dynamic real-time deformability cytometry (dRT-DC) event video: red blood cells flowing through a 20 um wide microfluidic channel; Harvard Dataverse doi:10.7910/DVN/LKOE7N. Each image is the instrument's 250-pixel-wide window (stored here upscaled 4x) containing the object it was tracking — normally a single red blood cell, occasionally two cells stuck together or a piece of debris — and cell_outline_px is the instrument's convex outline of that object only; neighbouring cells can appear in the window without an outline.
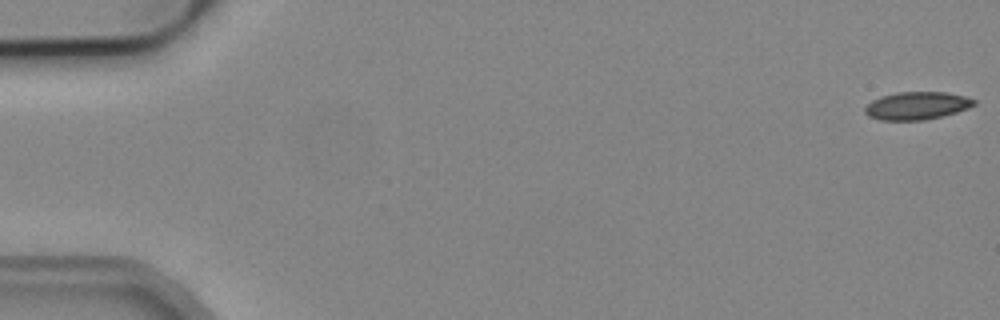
{"species": "common noctule bat (a hibernating species)", "species_latin": "Nyctalus noctula", "temperature_condition": "cold", "stored_images_in_passage": 53, "camera_frame_rate_fps": 3000, "um_per_image_px": 0.085, "animal": {"sex": "male", "body_mass_g": 19.2, "forearm_length_mm": 51.8}, "frame": {"image": 1, "passage_image": 1, "time_ms": 0.0, "image_size_px": [1000, 320], "cell_outline_px": [[976, 104], [968, 108], [956, 112], [924, 120], [880, 120], [868, 116], [864, 112], [864, 108], [872, 100], [880, 96], [896, 92], [944, 92], [964, 96], [976, 100]], "centroid_in_image_um": [77.9, 8.98], "position_along_channel_um": 7.1, "area_um2": 17.63}}
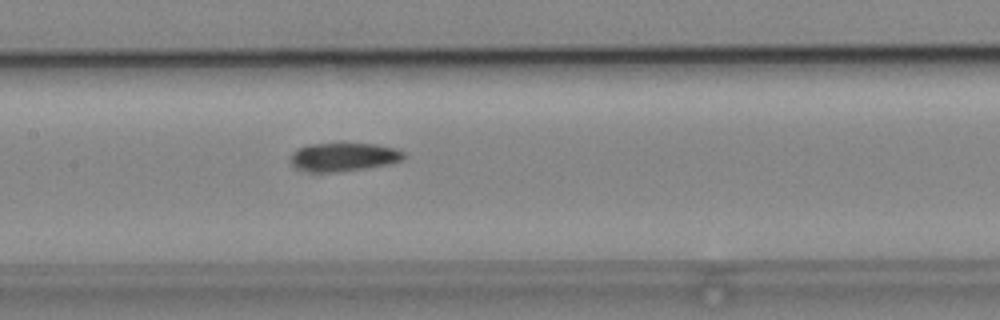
{"frame": {"image": 2, "passage_image": 26, "time_ms": 8.333, "image_size_px": [1000, 320], "cell_outline_px": [[404, 160], [388, 164], [340, 172], [312, 172], [296, 168], [292, 164], [292, 156], [300, 148], [308, 144], [340, 140], [376, 144], [396, 148], [404, 152]], "centroid_in_image_um": [29.25, 13.29], "position_along_channel_um": 178.2, "area_um2": 19.48}}
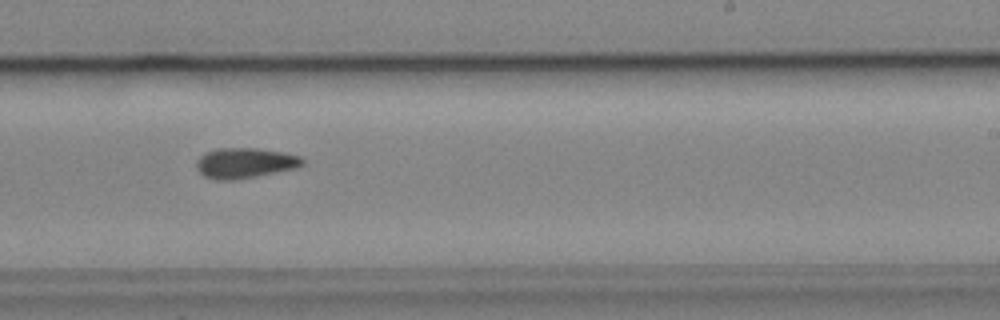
{"frame": {"image": 3, "passage_image": 33, "time_ms": 10.667, "image_size_px": [1000, 320], "cell_outline_px": [[304, 164], [300, 168], [236, 180], [216, 180], [204, 176], [196, 168], [196, 160], [204, 152], [216, 148], [256, 148], [284, 152], [300, 156], [304, 160]], "centroid_in_image_um": [20.83, 13.86], "position_along_channel_um": 268.2, "area_um2": 19.13}}